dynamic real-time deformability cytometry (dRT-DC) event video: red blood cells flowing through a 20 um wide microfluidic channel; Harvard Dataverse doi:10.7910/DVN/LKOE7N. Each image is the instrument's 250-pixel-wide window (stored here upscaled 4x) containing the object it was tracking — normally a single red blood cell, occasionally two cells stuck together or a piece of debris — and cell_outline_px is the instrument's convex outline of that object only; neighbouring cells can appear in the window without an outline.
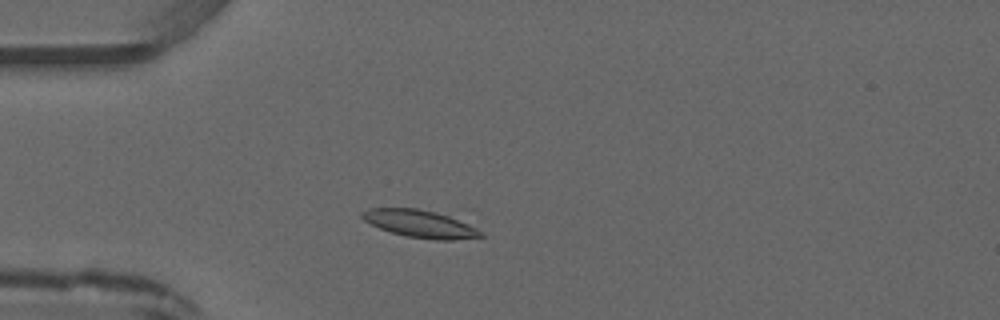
{"species": "common noctule bat (a hibernating species)", "species_latin": "Nyctalus noctula", "temperature_condition": "warm", "stored_images_in_passage": 3, "camera_frame_rate_fps": 3000, "um_per_image_px": 0.085, "animal": {"sex": "male", "forearm_length_mm": 52.5}, "frame": {"image": 1, "passage_image": 3, "time_ms": 2.333, "image_size_px": [1000, 320], "cell_outline_px": [[484, 236], [452, 240], [436, 240], [404, 236], [380, 228], [364, 220], [360, 216], [360, 212], [368, 208], [464, 208], [484, 232]], "centroid_in_image_um": [36.13, 18.92], "position_along_channel_um": 48.9, "area_um2": 22.02}}